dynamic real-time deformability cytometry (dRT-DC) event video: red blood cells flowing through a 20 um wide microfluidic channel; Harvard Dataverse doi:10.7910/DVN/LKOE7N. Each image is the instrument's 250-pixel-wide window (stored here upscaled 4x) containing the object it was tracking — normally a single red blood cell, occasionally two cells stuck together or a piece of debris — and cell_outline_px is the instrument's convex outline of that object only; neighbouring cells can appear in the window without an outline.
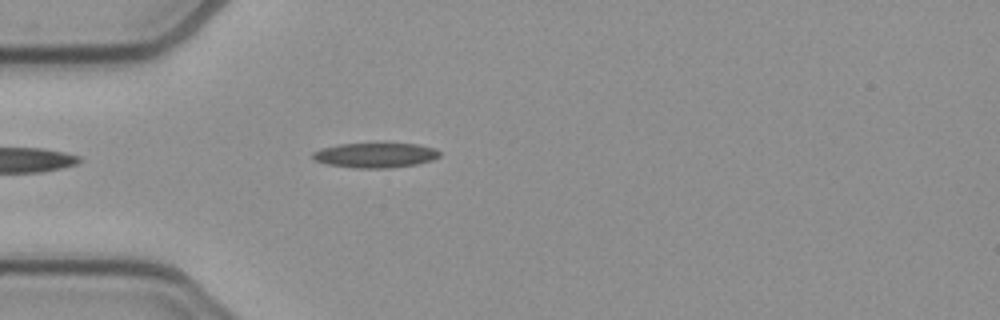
{"species": "common noctule bat (a hibernating species)", "species_latin": "Nyctalus noctula", "temperature_condition": "cold", "stored_images_in_passage": 38, "camera_frame_rate_fps": 3000, "um_per_image_px": 0.085, "animal": {"sex": "female", "body_mass_g": 21.9}, "frame": {"image": 1, "passage_image": 1, "time_ms": 0.0, "image_size_px": [1000, 320], "cell_outline_px": [[440, 156], [432, 160], [416, 164], [388, 168], [356, 168], [328, 164], [312, 160], [312, 152], [320, 148], [340, 144], [416, 144], [436, 148], [440, 152]], "centroid_in_image_um": [31.88, 13.19], "position_along_channel_um": 53.1, "area_um2": 18.32}}
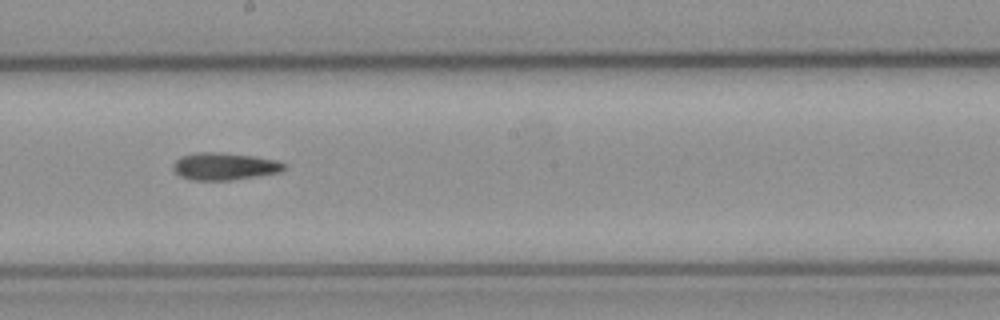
{"frame": {"image": 2, "passage_image": 15, "time_ms": 4.667, "image_size_px": [1000, 320], "cell_outline_px": [[288, 164], [280, 172], [232, 180], [192, 180], [180, 176], [172, 168], [172, 164], [180, 156], [196, 152], [220, 152], [252, 156], [276, 160]], "centroid_in_image_um": [19.05, 14.13], "position_along_channel_um": 229.1, "area_um2": 17.69}}
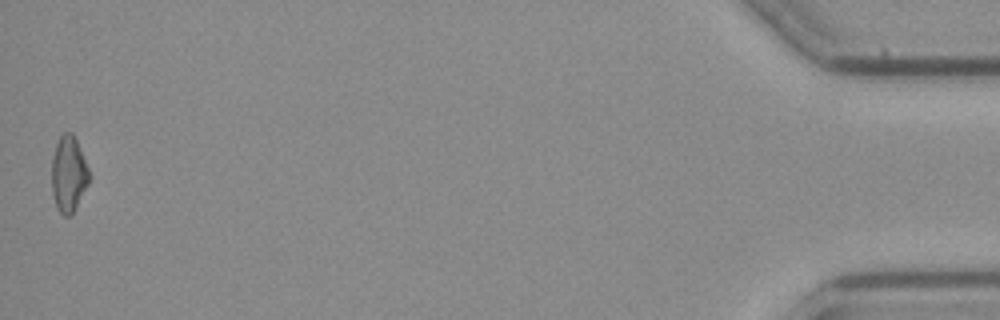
{"frame": {"image": 3, "passage_image": 38, "time_ms": 12.333, "image_size_px": [1000, 320], "cell_outline_px": [[92, 176], [88, 184], [72, 212], [68, 216], [64, 216], [56, 208], [52, 192], [52, 160], [56, 144], [60, 136], [64, 132], [72, 132], [76, 140]], "centroid_in_image_um": [5.83, 14.78], "position_along_channel_um": 429.4, "area_um2": 16.42}}